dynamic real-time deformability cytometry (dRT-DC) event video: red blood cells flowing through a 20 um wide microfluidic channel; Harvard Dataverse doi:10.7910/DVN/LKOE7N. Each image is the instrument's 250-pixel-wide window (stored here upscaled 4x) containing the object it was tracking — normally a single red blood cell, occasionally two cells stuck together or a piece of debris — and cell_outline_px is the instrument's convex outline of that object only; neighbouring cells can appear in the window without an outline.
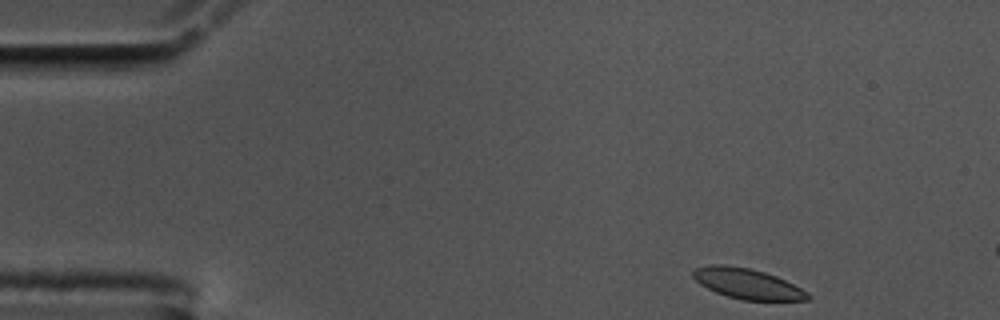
{"species": "common noctule bat (a hibernating species)", "species_latin": "Nyctalus noctula", "temperature_condition": "cold", "stored_images_in_passage": 7, "camera_frame_rate_fps": 3000, "um_per_image_px": 0.085, "animal": {"sex": "male", "body_mass_g": 17.5, "forearm_length_mm": 52.3}, "frame": {"image": 1, "passage_image": 1, "time_ms": 0.0, "image_size_px": [1000, 320], "cell_outline_px": [[812, 296], [808, 300], [744, 300], [728, 296], [716, 292], [700, 284], [692, 276], [692, 272], [696, 268], [708, 264], [724, 264], [748, 268], [764, 272], [776, 276], [808, 292]], "centroid_in_image_um": [63.51, 24.1], "position_along_channel_um": 21.5, "area_um2": 20.11}}